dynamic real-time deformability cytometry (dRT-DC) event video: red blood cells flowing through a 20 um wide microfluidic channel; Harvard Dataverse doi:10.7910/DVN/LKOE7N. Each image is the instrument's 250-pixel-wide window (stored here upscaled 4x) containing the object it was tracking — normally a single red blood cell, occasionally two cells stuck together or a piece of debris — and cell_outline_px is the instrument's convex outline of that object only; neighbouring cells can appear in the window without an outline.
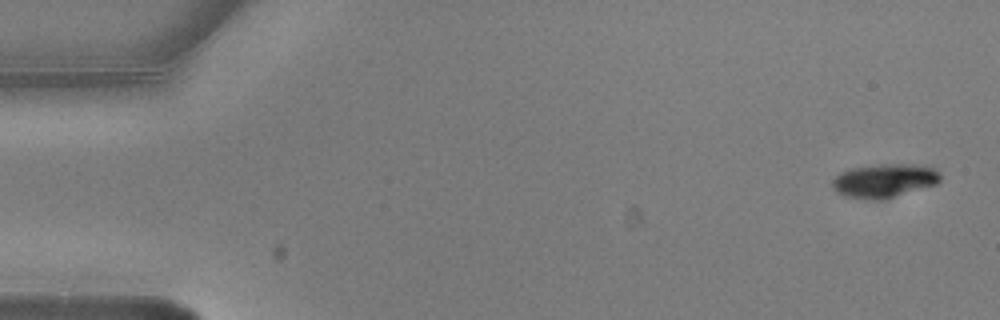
{"species": "common noctule bat (a hibernating species)", "species_latin": "Nyctalus noctula", "temperature_condition": "warm", "stored_images_in_passage": 6, "camera_frame_rate_fps": 3000, "um_per_image_px": 0.085, "animal": {"sex": "male", "body_mass_g": 20.5, "forearm_length_mm": 52.5}, "frame": {"image": 1, "passage_image": 1, "time_ms": 0.0, "image_size_px": [1000, 320], "cell_outline_px": [[940, 180], [936, 184], [884, 200], [872, 200], [844, 196], [836, 192], [832, 188], [832, 180], [840, 172], [852, 168], [884, 164], [924, 164], [940, 172]], "centroid_in_image_um": [75.17, 15.36], "position_along_channel_um": 9.8, "area_um2": 21.39}}
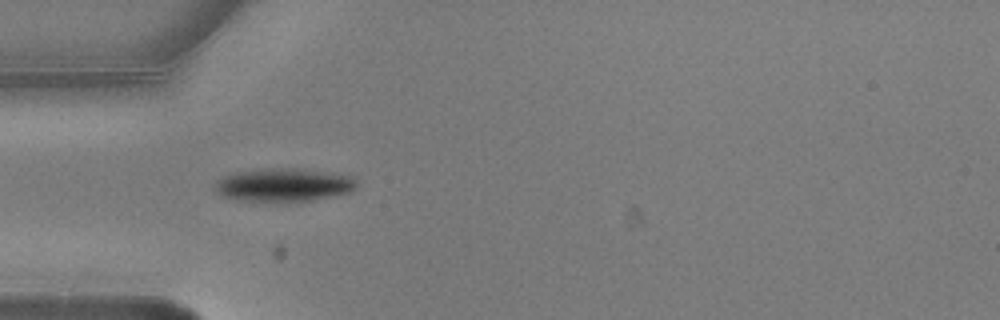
{"frame": {"image": 2, "passage_image": 5, "time_ms": 1.333, "image_size_px": [1000, 320], "cell_outline_px": [[360, 184], [356, 188], [348, 192], [300, 204], [284, 204], [236, 200], [224, 196], [216, 192], [216, 180], [232, 172], [268, 168], [300, 168], [332, 172], [352, 176]], "centroid_in_image_um": [24.15, 15.75], "position_along_channel_um": 60.9, "area_um2": 28.78}}
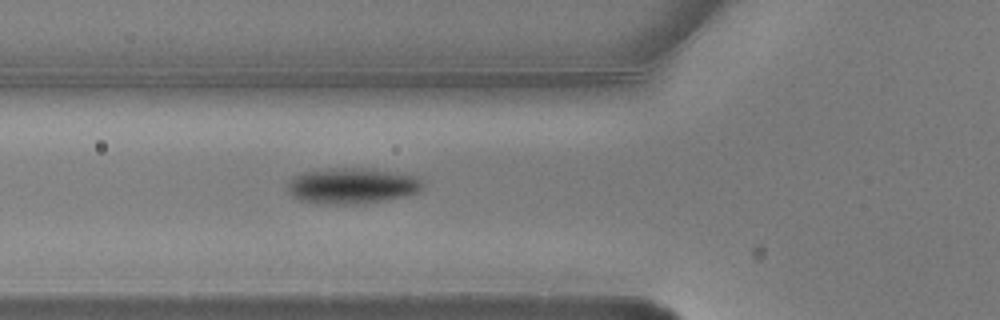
{"frame": {"image": 3, "passage_image": 6, "time_ms": 1.667, "image_size_px": [1000, 320], "cell_outline_px": [[424, 184], [416, 192], [404, 196], [384, 200], [344, 204], [320, 204], [300, 200], [292, 196], [288, 192], [288, 180], [292, 176], [300, 172], [328, 168], [372, 168], [416, 176]], "centroid_in_image_um": [29.84, 15.77], "position_along_channel_um": 96.0, "area_um2": 28.21}}